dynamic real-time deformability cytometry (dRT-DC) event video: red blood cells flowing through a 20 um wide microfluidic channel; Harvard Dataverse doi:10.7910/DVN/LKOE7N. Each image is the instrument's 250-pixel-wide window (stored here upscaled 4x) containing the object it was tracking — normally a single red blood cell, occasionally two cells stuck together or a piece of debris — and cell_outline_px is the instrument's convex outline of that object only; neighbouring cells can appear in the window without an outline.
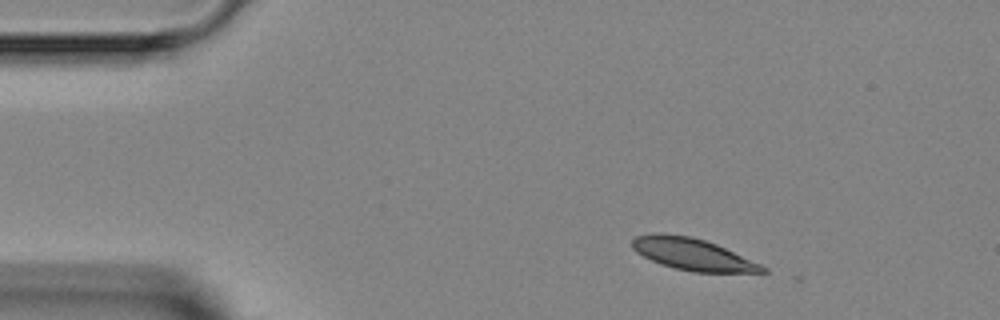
{"species": "Egyptian fruit bat (a non-hibernating species)", "species_latin": "Rousettus aegyptiacus", "temperature_condition": "room temperature", "stored_images_in_passage": 3, "camera_frame_rate_fps": 3000, "um_per_image_px": 0.085, "animal": {"sex": "female"}, "frame": {"image": 1, "passage_image": 1, "time_ms": 0.0, "image_size_px": [1000, 320], "cell_outline_px": [[768, 272], [692, 272], [660, 264], [636, 252], [632, 248], [632, 240], [636, 236], [656, 232], [660, 232], [688, 236], [704, 240], [716, 244], [760, 264], [768, 268]], "centroid_in_image_um": [58.84, 21.6], "position_along_channel_um": 26.2, "area_um2": 23.93}}
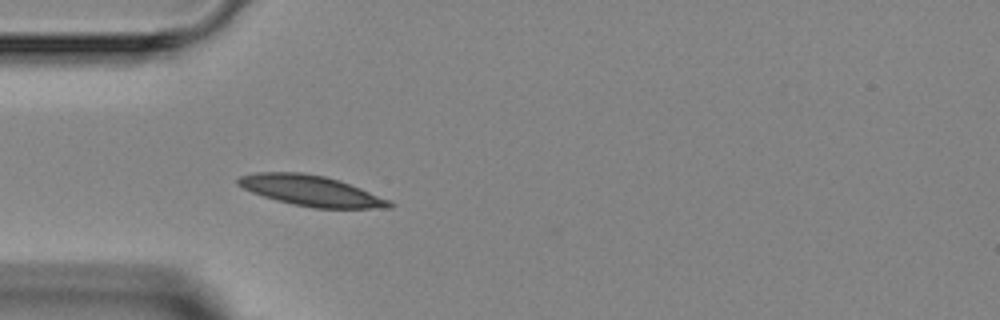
{"frame": {"image": 2, "passage_image": 3, "time_ms": 2.333, "image_size_px": [1000, 320], "cell_outline_px": [[396, 204], [392, 208], [312, 208], [292, 204], [276, 200], [252, 192], [236, 184], [236, 180], [240, 176], [256, 172], [300, 172], [324, 176], [340, 180], [360, 188], [388, 200]], "centroid_in_image_um": [26.43, 16.21], "position_along_channel_um": 58.6, "area_um2": 26.82}}